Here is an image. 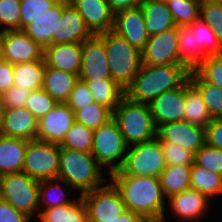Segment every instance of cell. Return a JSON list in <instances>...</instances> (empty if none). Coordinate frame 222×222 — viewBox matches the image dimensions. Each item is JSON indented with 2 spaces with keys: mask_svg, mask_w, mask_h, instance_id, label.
<instances>
[{
  "mask_svg": "<svg viewBox=\"0 0 222 222\" xmlns=\"http://www.w3.org/2000/svg\"><path fill=\"white\" fill-rule=\"evenodd\" d=\"M107 175L128 210L142 215L146 220L167 217L166 197L159 177L127 175L120 169Z\"/></svg>",
  "mask_w": 222,
  "mask_h": 222,
  "instance_id": "1",
  "label": "cell"
},
{
  "mask_svg": "<svg viewBox=\"0 0 222 222\" xmlns=\"http://www.w3.org/2000/svg\"><path fill=\"white\" fill-rule=\"evenodd\" d=\"M190 71L183 64H141L125 96L135 102L150 104L162 93L179 87Z\"/></svg>",
  "mask_w": 222,
  "mask_h": 222,
  "instance_id": "2",
  "label": "cell"
},
{
  "mask_svg": "<svg viewBox=\"0 0 222 222\" xmlns=\"http://www.w3.org/2000/svg\"><path fill=\"white\" fill-rule=\"evenodd\" d=\"M103 169L91 152L60 147L58 178L79 190L80 195L109 181Z\"/></svg>",
  "mask_w": 222,
  "mask_h": 222,
  "instance_id": "3",
  "label": "cell"
},
{
  "mask_svg": "<svg viewBox=\"0 0 222 222\" xmlns=\"http://www.w3.org/2000/svg\"><path fill=\"white\" fill-rule=\"evenodd\" d=\"M113 119L128 147L157 137L149 104L135 102L125 96L113 111Z\"/></svg>",
  "mask_w": 222,
  "mask_h": 222,
  "instance_id": "4",
  "label": "cell"
},
{
  "mask_svg": "<svg viewBox=\"0 0 222 222\" xmlns=\"http://www.w3.org/2000/svg\"><path fill=\"white\" fill-rule=\"evenodd\" d=\"M98 36L105 42L112 79L126 90L141 67V52L113 30Z\"/></svg>",
  "mask_w": 222,
  "mask_h": 222,
  "instance_id": "5",
  "label": "cell"
},
{
  "mask_svg": "<svg viewBox=\"0 0 222 222\" xmlns=\"http://www.w3.org/2000/svg\"><path fill=\"white\" fill-rule=\"evenodd\" d=\"M40 181L23 172L0 176V199L9 202L16 210L33 219L40 213Z\"/></svg>",
  "mask_w": 222,
  "mask_h": 222,
  "instance_id": "6",
  "label": "cell"
},
{
  "mask_svg": "<svg viewBox=\"0 0 222 222\" xmlns=\"http://www.w3.org/2000/svg\"><path fill=\"white\" fill-rule=\"evenodd\" d=\"M91 153L108 174L119 170L125 161L128 146L119 131L116 121L112 118L93 132ZM106 166V167H105Z\"/></svg>",
  "mask_w": 222,
  "mask_h": 222,
  "instance_id": "7",
  "label": "cell"
},
{
  "mask_svg": "<svg viewBox=\"0 0 222 222\" xmlns=\"http://www.w3.org/2000/svg\"><path fill=\"white\" fill-rule=\"evenodd\" d=\"M165 168L161 144L155 138L149 142L129 146L120 170L127 175L159 177Z\"/></svg>",
  "mask_w": 222,
  "mask_h": 222,
  "instance_id": "8",
  "label": "cell"
},
{
  "mask_svg": "<svg viewBox=\"0 0 222 222\" xmlns=\"http://www.w3.org/2000/svg\"><path fill=\"white\" fill-rule=\"evenodd\" d=\"M59 158V144L28 141L22 172L38 181L58 178Z\"/></svg>",
  "mask_w": 222,
  "mask_h": 222,
  "instance_id": "9",
  "label": "cell"
},
{
  "mask_svg": "<svg viewBox=\"0 0 222 222\" xmlns=\"http://www.w3.org/2000/svg\"><path fill=\"white\" fill-rule=\"evenodd\" d=\"M81 197L86 205L88 222H110L128 210L119 191L110 181L81 194Z\"/></svg>",
  "mask_w": 222,
  "mask_h": 222,
  "instance_id": "10",
  "label": "cell"
},
{
  "mask_svg": "<svg viewBox=\"0 0 222 222\" xmlns=\"http://www.w3.org/2000/svg\"><path fill=\"white\" fill-rule=\"evenodd\" d=\"M141 55L144 64H183L179 58L177 26L149 36Z\"/></svg>",
  "mask_w": 222,
  "mask_h": 222,
  "instance_id": "11",
  "label": "cell"
},
{
  "mask_svg": "<svg viewBox=\"0 0 222 222\" xmlns=\"http://www.w3.org/2000/svg\"><path fill=\"white\" fill-rule=\"evenodd\" d=\"M79 79L82 81L112 79L105 42L98 35H94L82 43Z\"/></svg>",
  "mask_w": 222,
  "mask_h": 222,
  "instance_id": "12",
  "label": "cell"
},
{
  "mask_svg": "<svg viewBox=\"0 0 222 222\" xmlns=\"http://www.w3.org/2000/svg\"><path fill=\"white\" fill-rule=\"evenodd\" d=\"M156 138L160 142L182 146L194 154L206 144L205 128L184 120L160 125L157 128Z\"/></svg>",
  "mask_w": 222,
  "mask_h": 222,
  "instance_id": "13",
  "label": "cell"
},
{
  "mask_svg": "<svg viewBox=\"0 0 222 222\" xmlns=\"http://www.w3.org/2000/svg\"><path fill=\"white\" fill-rule=\"evenodd\" d=\"M1 40L4 60L13 65L44 59V48L22 30L2 32Z\"/></svg>",
  "mask_w": 222,
  "mask_h": 222,
  "instance_id": "14",
  "label": "cell"
},
{
  "mask_svg": "<svg viewBox=\"0 0 222 222\" xmlns=\"http://www.w3.org/2000/svg\"><path fill=\"white\" fill-rule=\"evenodd\" d=\"M167 208L175 215L180 222H197L204 218L209 211L210 200L207 196L195 189L189 188L180 193L170 196L167 199Z\"/></svg>",
  "mask_w": 222,
  "mask_h": 222,
  "instance_id": "15",
  "label": "cell"
},
{
  "mask_svg": "<svg viewBox=\"0 0 222 222\" xmlns=\"http://www.w3.org/2000/svg\"><path fill=\"white\" fill-rule=\"evenodd\" d=\"M75 121L74 111L66 103H58L39 119L37 140L60 144Z\"/></svg>",
  "mask_w": 222,
  "mask_h": 222,
  "instance_id": "16",
  "label": "cell"
},
{
  "mask_svg": "<svg viewBox=\"0 0 222 222\" xmlns=\"http://www.w3.org/2000/svg\"><path fill=\"white\" fill-rule=\"evenodd\" d=\"M113 31L142 52L149 39L140 6L115 13Z\"/></svg>",
  "mask_w": 222,
  "mask_h": 222,
  "instance_id": "17",
  "label": "cell"
},
{
  "mask_svg": "<svg viewBox=\"0 0 222 222\" xmlns=\"http://www.w3.org/2000/svg\"><path fill=\"white\" fill-rule=\"evenodd\" d=\"M149 106L157 128L165 123L184 120L185 81L179 87L162 93Z\"/></svg>",
  "mask_w": 222,
  "mask_h": 222,
  "instance_id": "18",
  "label": "cell"
},
{
  "mask_svg": "<svg viewBox=\"0 0 222 222\" xmlns=\"http://www.w3.org/2000/svg\"><path fill=\"white\" fill-rule=\"evenodd\" d=\"M94 34L87 27L80 13L69 2L57 20L56 34L52 35V44L83 43Z\"/></svg>",
  "mask_w": 222,
  "mask_h": 222,
  "instance_id": "19",
  "label": "cell"
},
{
  "mask_svg": "<svg viewBox=\"0 0 222 222\" xmlns=\"http://www.w3.org/2000/svg\"><path fill=\"white\" fill-rule=\"evenodd\" d=\"M69 2L80 13L94 35L113 30L115 13L107 0H69Z\"/></svg>",
  "mask_w": 222,
  "mask_h": 222,
  "instance_id": "20",
  "label": "cell"
},
{
  "mask_svg": "<svg viewBox=\"0 0 222 222\" xmlns=\"http://www.w3.org/2000/svg\"><path fill=\"white\" fill-rule=\"evenodd\" d=\"M38 121L25 107L5 109L0 134L27 141L36 140Z\"/></svg>",
  "mask_w": 222,
  "mask_h": 222,
  "instance_id": "21",
  "label": "cell"
},
{
  "mask_svg": "<svg viewBox=\"0 0 222 222\" xmlns=\"http://www.w3.org/2000/svg\"><path fill=\"white\" fill-rule=\"evenodd\" d=\"M46 66L79 76L82 62V43H61L44 47Z\"/></svg>",
  "mask_w": 222,
  "mask_h": 222,
  "instance_id": "22",
  "label": "cell"
},
{
  "mask_svg": "<svg viewBox=\"0 0 222 222\" xmlns=\"http://www.w3.org/2000/svg\"><path fill=\"white\" fill-rule=\"evenodd\" d=\"M68 3L69 0H60L50 10L25 26L22 31L43 48L52 45V35L56 34L57 20L60 19L62 10Z\"/></svg>",
  "mask_w": 222,
  "mask_h": 222,
  "instance_id": "23",
  "label": "cell"
},
{
  "mask_svg": "<svg viewBox=\"0 0 222 222\" xmlns=\"http://www.w3.org/2000/svg\"><path fill=\"white\" fill-rule=\"evenodd\" d=\"M27 140L0 134V176L22 172Z\"/></svg>",
  "mask_w": 222,
  "mask_h": 222,
  "instance_id": "24",
  "label": "cell"
},
{
  "mask_svg": "<svg viewBox=\"0 0 222 222\" xmlns=\"http://www.w3.org/2000/svg\"><path fill=\"white\" fill-rule=\"evenodd\" d=\"M139 6L149 36L176 27L165 0H142Z\"/></svg>",
  "mask_w": 222,
  "mask_h": 222,
  "instance_id": "25",
  "label": "cell"
},
{
  "mask_svg": "<svg viewBox=\"0 0 222 222\" xmlns=\"http://www.w3.org/2000/svg\"><path fill=\"white\" fill-rule=\"evenodd\" d=\"M79 76L46 66L42 89L58 103H66Z\"/></svg>",
  "mask_w": 222,
  "mask_h": 222,
  "instance_id": "26",
  "label": "cell"
},
{
  "mask_svg": "<svg viewBox=\"0 0 222 222\" xmlns=\"http://www.w3.org/2000/svg\"><path fill=\"white\" fill-rule=\"evenodd\" d=\"M59 178L43 180L39 183V207L40 212L56 206H63L74 203L77 199L69 197L72 186ZM66 188V189H65ZM71 189V190H68ZM68 191V192H67ZM69 198V199H68Z\"/></svg>",
  "mask_w": 222,
  "mask_h": 222,
  "instance_id": "27",
  "label": "cell"
},
{
  "mask_svg": "<svg viewBox=\"0 0 222 222\" xmlns=\"http://www.w3.org/2000/svg\"><path fill=\"white\" fill-rule=\"evenodd\" d=\"M177 36L180 61L189 71L195 70L207 58L196 46L195 30L190 25L178 26Z\"/></svg>",
  "mask_w": 222,
  "mask_h": 222,
  "instance_id": "28",
  "label": "cell"
},
{
  "mask_svg": "<svg viewBox=\"0 0 222 222\" xmlns=\"http://www.w3.org/2000/svg\"><path fill=\"white\" fill-rule=\"evenodd\" d=\"M185 107L184 121L206 128L212 117L198 90L185 80Z\"/></svg>",
  "mask_w": 222,
  "mask_h": 222,
  "instance_id": "29",
  "label": "cell"
},
{
  "mask_svg": "<svg viewBox=\"0 0 222 222\" xmlns=\"http://www.w3.org/2000/svg\"><path fill=\"white\" fill-rule=\"evenodd\" d=\"M45 67L44 59L14 64V85L29 91L41 89Z\"/></svg>",
  "mask_w": 222,
  "mask_h": 222,
  "instance_id": "30",
  "label": "cell"
},
{
  "mask_svg": "<svg viewBox=\"0 0 222 222\" xmlns=\"http://www.w3.org/2000/svg\"><path fill=\"white\" fill-rule=\"evenodd\" d=\"M72 204L43 209L38 218L39 222H88L85 202L81 195Z\"/></svg>",
  "mask_w": 222,
  "mask_h": 222,
  "instance_id": "31",
  "label": "cell"
},
{
  "mask_svg": "<svg viewBox=\"0 0 222 222\" xmlns=\"http://www.w3.org/2000/svg\"><path fill=\"white\" fill-rule=\"evenodd\" d=\"M190 172L191 165H166V168L159 175V181L167 199L191 188Z\"/></svg>",
  "mask_w": 222,
  "mask_h": 222,
  "instance_id": "32",
  "label": "cell"
},
{
  "mask_svg": "<svg viewBox=\"0 0 222 222\" xmlns=\"http://www.w3.org/2000/svg\"><path fill=\"white\" fill-rule=\"evenodd\" d=\"M190 186L210 200L222 194V175L211 172L195 162L191 165Z\"/></svg>",
  "mask_w": 222,
  "mask_h": 222,
  "instance_id": "33",
  "label": "cell"
},
{
  "mask_svg": "<svg viewBox=\"0 0 222 222\" xmlns=\"http://www.w3.org/2000/svg\"><path fill=\"white\" fill-rule=\"evenodd\" d=\"M96 103L102 104L112 111L125 97V90L113 79L85 81Z\"/></svg>",
  "mask_w": 222,
  "mask_h": 222,
  "instance_id": "34",
  "label": "cell"
},
{
  "mask_svg": "<svg viewBox=\"0 0 222 222\" xmlns=\"http://www.w3.org/2000/svg\"><path fill=\"white\" fill-rule=\"evenodd\" d=\"M190 83L198 90L213 119H222V89L204 81L194 70L189 73Z\"/></svg>",
  "mask_w": 222,
  "mask_h": 222,
  "instance_id": "35",
  "label": "cell"
},
{
  "mask_svg": "<svg viewBox=\"0 0 222 222\" xmlns=\"http://www.w3.org/2000/svg\"><path fill=\"white\" fill-rule=\"evenodd\" d=\"M190 27L195 30L196 46H199L206 56L222 55V42L208 23L199 18Z\"/></svg>",
  "mask_w": 222,
  "mask_h": 222,
  "instance_id": "36",
  "label": "cell"
},
{
  "mask_svg": "<svg viewBox=\"0 0 222 222\" xmlns=\"http://www.w3.org/2000/svg\"><path fill=\"white\" fill-rule=\"evenodd\" d=\"M175 25H191L200 18L201 0H166Z\"/></svg>",
  "mask_w": 222,
  "mask_h": 222,
  "instance_id": "37",
  "label": "cell"
},
{
  "mask_svg": "<svg viewBox=\"0 0 222 222\" xmlns=\"http://www.w3.org/2000/svg\"><path fill=\"white\" fill-rule=\"evenodd\" d=\"M93 132V129L75 121L59 146L76 151L91 152Z\"/></svg>",
  "mask_w": 222,
  "mask_h": 222,
  "instance_id": "38",
  "label": "cell"
},
{
  "mask_svg": "<svg viewBox=\"0 0 222 222\" xmlns=\"http://www.w3.org/2000/svg\"><path fill=\"white\" fill-rule=\"evenodd\" d=\"M76 122L93 130L107 123L113 118V111L99 103H91L74 112Z\"/></svg>",
  "mask_w": 222,
  "mask_h": 222,
  "instance_id": "39",
  "label": "cell"
},
{
  "mask_svg": "<svg viewBox=\"0 0 222 222\" xmlns=\"http://www.w3.org/2000/svg\"><path fill=\"white\" fill-rule=\"evenodd\" d=\"M60 0H20V30L50 10Z\"/></svg>",
  "mask_w": 222,
  "mask_h": 222,
  "instance_id": "40",
  "label": "cell"
},
{
  "mask_svg": "<svg viewBox=\"0 0 222 222\" xmlns=\"http://www.w3.org/2000/svg\"><path fill=\"white\" fill-rule=\"evenodd\" d=\"M194 71L204 81L222 89V55L207 56Z\"/></svg>",
  "mask_w": 222,
  "mask_h": 222,
  "instance_id": "41",
  "label": "cell"
},
{
  "mask_svg": "<svg viewBox=\"0 0 222 222\" xmlns=\"http://www.w3.org/2000/svg\"><path fill=\"white\" fill-rule=\"evenodd\" d=\"M57 104L58 102L41 88L31 91L24 107L39 120L47 115Z\"/></svg>",
  "mask_w": 222,
  "mask_h": 222,
  "instance_id": "42",
  "label": "cell"
},
{
  "mask_svg": "<svg viewBox=\"0 0 222 222\" xmlns=\"http://www.w3.org/2000/svg\"><path fill=\"white\" fill-rule=\"evenodd\" d=\"M0 26V33L20 30V0H0Z\"/></svg>",
  "mask_w": 222,
  "mask_h": 222,
  "instance_id": "43",
  "label": "cell"
},
{
  "mask_svg": "<svg viewBox=\"0 0 222 222\" xmlns=\"http://www.w3.org/2000/svg\"><path fill=\"white\" fill-rule=\"evenodd\" d=\"M200 18L210 25L222 42V2L202 0Z\"/></svg>",
  "mask_w": 222,
  "mask_h": 222,
  "instance_id": "44",
  "label": "cell"
},
{
  "mask_svg": "<svg viewBox=\"0 0 222 222\" xmlns=\"http://www.w3.org/2000/svg\"><path fill=\"white\" fill-rule=\"evenodd\" d=\"M194 162L211 172L222 175V150L218 148L205 144L195 154Z\"/></svg>",
  "mask_w": 222,
  "mask_h": 222,
  "instance_id": "45",
  "label": "cell"
},
{
  "mask_svg": "<svg viewBox=\"0 0 222 222\" xmlns=\"http://www.w3.org/2000/svg\"><path fill=\"white\" fill-rule=\"evenodd\" d=\"M166 165H192L195 154L182 146L160 142Z\"/></svg>",
  "mask_w": 222,
  "mask_h": 222,
  "instance_id": "46",
  "label": "cell"
},
{
  "mask_svg": "<svg viewBox=\"0 0 222 222\" xmlns=\"http://www.w3.org/2000/svg\"><path fill=\"white\" fill-rule=\"evenodd\" d=\"M94 97L85 81L78 79L69 94L66 104L75 112L77 109L94 103Z\"/></svg>",
  "mask_w": 222,
  "mask_h": 222,
  "instance_id": "47",
  "label": "cell"
},
{
  "mask_svg": "<svg viewBox=\"0 0 222 222\" xmlns=\"http://www.w3.org/2000/svg\"><path fill=\"white\" fill-rule=\"evenodd\" d=\"M31 91L13 85L9 90L0 95V100L5 109L24 107Z\"/></svg>",
  "mask_w": 222,
  "mask_h": 222,
  "instance_id": "48",
  "label": "cell"
},
{
  "mask_svg": "<svg viewBox=\"0 0 222 222\" xmlns=\"http://www.w3.org/2000/svg\"><path fill=\"white\" fill-rule=\"evenodd\" d=\"M25 213L16 210L9 202L0 199V222H32Z\"/></svg>",
  "mask_w": 222,
  "mask_h": 222,
  "instance_id": "49",
  "label": "cell"
},
{
  "mask_svg": "<svg viewBox=\"0 0 222 222\" xmlns=\"http://www.w3.org/2000/svg\"><path fill=\"white\" fill-rule=\"evenodd\" d=\"M206 144L222 150V119H212L205 128Z\"/></svg>",
  "mask_w": 222,
  "mask_h": 222,
  "instance_id": "50",
  "label": "cell"
},
{
  "mask_svg": "<svg viewBox=\"0 0 222 222\" xmlns=\"http://www.w3.org/2000/svg\"><path fill=\"white\" fill-rule=\"evenodd\" d=\"M14 85L13 64L6 60L0 61V95Z\"/></svg>",
  "mask_w": 222,
  "mask_h": 222,
  "instance_id": "51",
  "label": "cell"
},
{
  "mask_svg": "<svg viewBox=\"0 0 222 222\" xmlns=\"http://www.w3.org/2000/svg\"><path fill=\"white\" fill-rule=\"evenodd\" d=\"M111 10L116 13L121 10L134 8L140 5L142 0H107Z\"/></svg>",
  "mask_w": 222,
  "mask_h": 222,
  "instance_id": "52",
  "label": "cell"
},
{
  "mask_svg": "<svg viewBox=\"0 0 222 222\" xmlns=\"http://www.w3.org/2000/svg\"><path fill=\"white\" fill-rule=\"evenodd\" d=\"M146 219L137 213H134L130 210H127L125 213H122L116 219L110 222H145Z\"/></svg>",
  "mask_w": 222,
  "mask_h": 222,
  "instance_id": "53",
  "label": "cell"
},
{
  "mask_svg": "<svg viewBox=\"0 0 222 222\" xmlns=\"http://www.w3.org/2000/svg\"><path fill=\"white\" fill-rule=\"evenodd\" d=\"M5 108L0 100V130L3 122V116H4Z\"/></svg>",
  "mask_w": 222,
  "mask_h": 222,
  "instance_id": "54",
  "label": "cell"
},
{
  "mask_svg": "<svg viewBox=\"0 0 222 222\" xmlns=\"http://www.w3.org/2000/svg\"><path fill=\"white\" fill-rule=\"evenodd\" d=\"M2 60H4V55H3V45H2L1 33H0V61Z\"/></svg>",
  "mask_w": 222,
  "mask_h": 222,
  "instance_id": "55",
  "label": "cell"
},
{
  "mask_svg": "<svg viewBox=\"0 0 222 222\" xmlns=\"http://www.w3.org/2000/svg\"><path fill=\"white\" fill-rule=\"evenodd\" d=\"M145 222H166V219H148Z\"/></svg>",
  "mask_w": 222,
  "mask_h": 222,
  "instance_id": "56",
  "label": "cell"
},
{
  "mask_svg": "<svg viewBox=\"0 0 222 222\" xmlns=\"http://www.w3.org/2000/svg\"><path fill=\"white\" fill-rule=\"evenodd\" d=\"M210 1H214V2H222V0H210Z\"/></svg>",
  "mask_w": 222,
  "mask_h": 222,
  "instance_id": "57",
  "label": "cell"
}]
</instances>
